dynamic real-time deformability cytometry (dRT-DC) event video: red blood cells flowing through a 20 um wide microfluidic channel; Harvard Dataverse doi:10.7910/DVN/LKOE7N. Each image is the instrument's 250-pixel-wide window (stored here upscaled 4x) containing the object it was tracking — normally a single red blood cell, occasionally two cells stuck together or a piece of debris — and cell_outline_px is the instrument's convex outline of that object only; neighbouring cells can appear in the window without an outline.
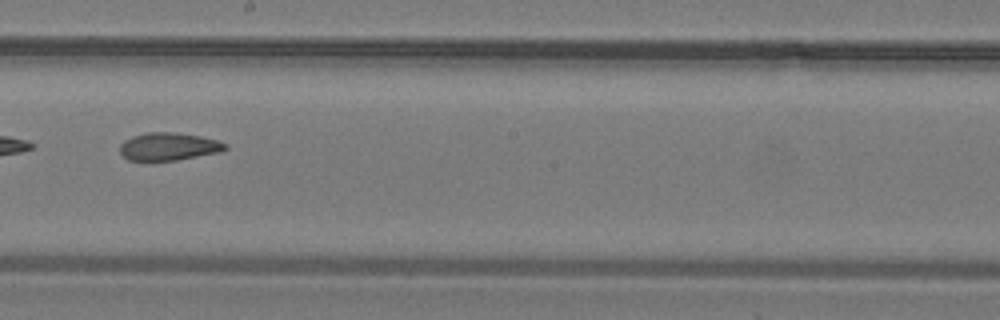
{"species": "common noctule bat (a hibernating species)", "species_latin": "Nyctalus noctula", "temperature_condition": "warm", "stored_images_in_passage": 22, "camera_frame_rate_fps": 3000, "um_per_image_px": 0.085, "animal": {"sex": "male", "body_mass_g": 19.2, "forearm_length_mm": 51.8}, "frame": {"image": 1, "passage_image": 10, "time_ms": 3.0, "image_size_px": [1000, 320], "cell_outline_px": [[228, 148], [220, 152], [176, 160], [152, 164], [128, 160], [120, 152], [120, 144], [124, 140], [132, 136], [148, 132], [172, 132], [200, 136], [216, 140], [228, 144]], "centroid_in_image_um": [14.28, 12.5], "position_along_channel_um": 233.9, "area_um2": 17.63}}